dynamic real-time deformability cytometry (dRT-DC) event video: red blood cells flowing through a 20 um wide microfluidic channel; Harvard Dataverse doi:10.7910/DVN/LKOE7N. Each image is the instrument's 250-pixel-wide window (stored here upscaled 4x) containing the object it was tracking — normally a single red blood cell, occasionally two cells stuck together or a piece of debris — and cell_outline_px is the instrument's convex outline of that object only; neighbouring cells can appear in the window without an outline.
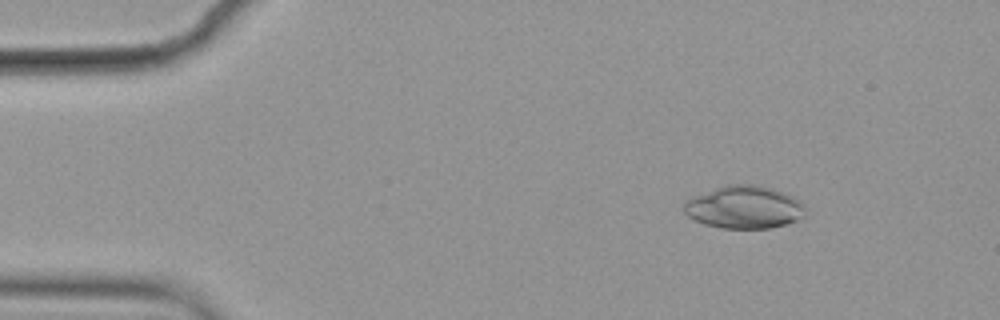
{"species": "common noctule bat (a hibernating species)", "species_latin": "Nyctalus noctula", "temperature_condition": "cold", "stored_images_in_passage": 56, "camera_frame_rate_fps": 3000, "um_per_image_px": 0.085, "animal": {"sex": "female", "body_mass_g": 19.9}, "frame": {"image": 1, "passage_image": 7, "time_ms": 2.0, "image_size_px": [1000, 320], "cell_outline_px": [[804, 216], [796, 220], [772, 228], [720, 228], [704, 224], [688, 216], [684, 212], [684, 204], [692, 196], [724, 184], [760, 184], [772, 188], [792, 196], [800, 200], [804, 204]], "centroid_in_image_um": [63.24, 17.59], "position_along_channel_um": 21.8, "area_um2": 30.35}}
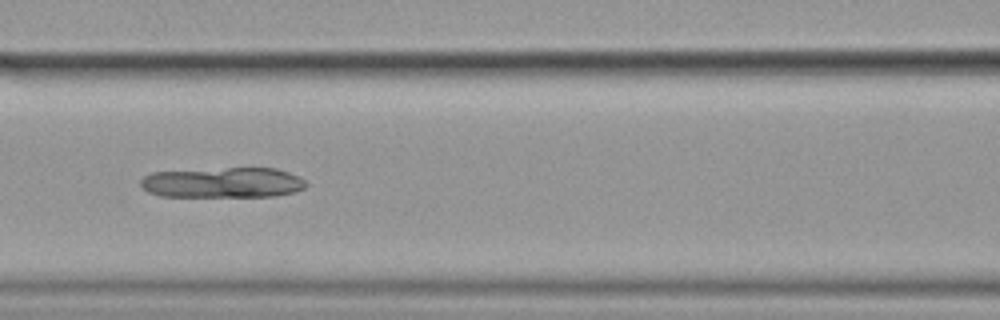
{"frame": {"image": 2, "passage_image": 24, "time_ms": 7.667, "image_size_px": [1000, 320], "cell_outline_px": [[308, 184], [304, 188], [292, 192], [276, 196], [160, 196], [148, 192], [140, 184], [140, 180], [144, 176], [152, 172], [228, 168], [276, 168], [288, 172], [304, 180]], "centroid_in_image_um": [18.93, 15.52], "position_along_channel_um": 147.7, "area_um2": 29.07}}
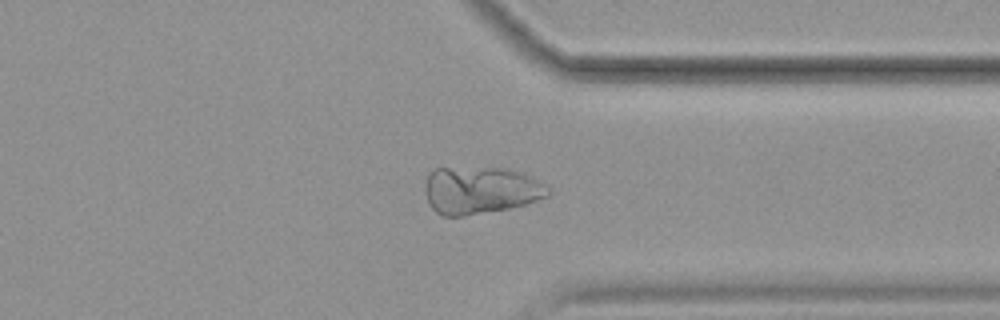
{"frame": {"image": 3, "passage_image": 43, "time_ms": 14.0, "image_size_px": [1000, 320], "cell_outline_px": [[552, 192], [548, 196], [524, 204], [508, 208], [464, 216], [440, 216], [432, 208], [428, 200], [424, 188], [428, 172], [432, 168], [508, 168], [524, 172], [532, 176], [544, 184]], "centroid_in_image_um": [40.83, 16.16], "position_along_channel_um": 370.6, "area_um2": 34.16}}